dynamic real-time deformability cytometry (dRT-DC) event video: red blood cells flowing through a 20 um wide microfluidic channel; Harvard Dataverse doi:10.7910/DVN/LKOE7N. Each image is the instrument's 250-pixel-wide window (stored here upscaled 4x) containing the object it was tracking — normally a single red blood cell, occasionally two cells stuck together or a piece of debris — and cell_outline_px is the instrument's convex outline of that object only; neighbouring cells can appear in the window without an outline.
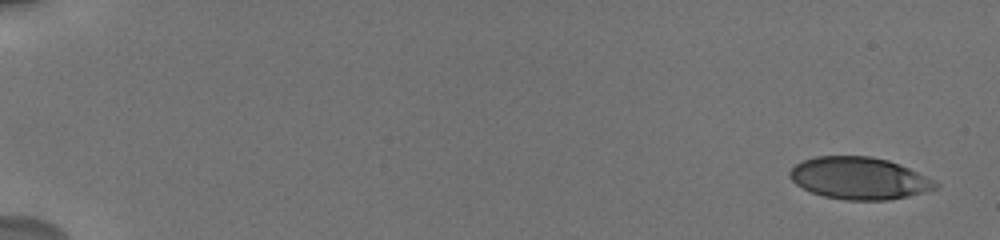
{"species": "human", "species_latin": "Homo sapiens", "temperature_condition": "cold", "stored_images_in_passage": 17, "camera_frame_rate_fps": 3000, "um_per_image_px": 0.085, "donor": {"sex": "male"}, "frame": {"image": 1, "passage_image": 1, "time_ms": 0.0, "image_size_px": [1000, 240], "cell_outline_px": [[940, 188], [908, 196], [888, 200], [848, 200], [824, 196], [812, 192], [796, 184], [788, 176], [788, 172], [796, 164], [804, 160], [816, 156], [872, 156], [888, 160], [900, 164], [940, 184]], "centroid_in_image_um": [73.03, 15.15], "position_along_channel_um": 12.0, "area_um2": 35.6}}
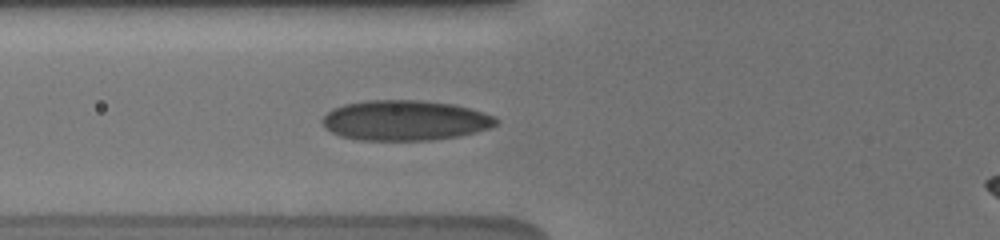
{"frame": {"image": 2, "passage_image": 11, "time_ms": 7.0, "image_size_px": [1000, 240], "cell_outline_px": [[500, 120], [496, 124], [488, 128], [476, 132], [460, 136], [432, 140], [360, 140], [340, 136], [324, 128], [320, 120], [332, 108], [344, 104], [364, 100], [420, 100], [452, 104], [484, 112]], "centroid_in_image_um": [34.39, 10.23], "position_along_channel_um": 91.4, "area_um2": 40.86}}
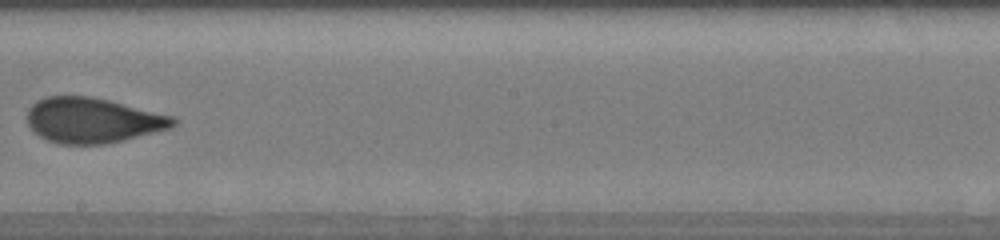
{"frame": {"image": 3, "passage_image": 17, "time_ms": 11.0, "image_size_px": [1000, 240], "cell_outline_px": [[176, 124], [172, 128], [124, 140], [104, 144], [60, 144], [48, 140], [40, 136], [28, 124], [28, 108], [36, 100], [44, 96], [92, 96], [176, 116]], "centroid_in_image_um": [7.91, 10.22], "position_along_channel_um": 240.3, "area_um2": 38.67}}